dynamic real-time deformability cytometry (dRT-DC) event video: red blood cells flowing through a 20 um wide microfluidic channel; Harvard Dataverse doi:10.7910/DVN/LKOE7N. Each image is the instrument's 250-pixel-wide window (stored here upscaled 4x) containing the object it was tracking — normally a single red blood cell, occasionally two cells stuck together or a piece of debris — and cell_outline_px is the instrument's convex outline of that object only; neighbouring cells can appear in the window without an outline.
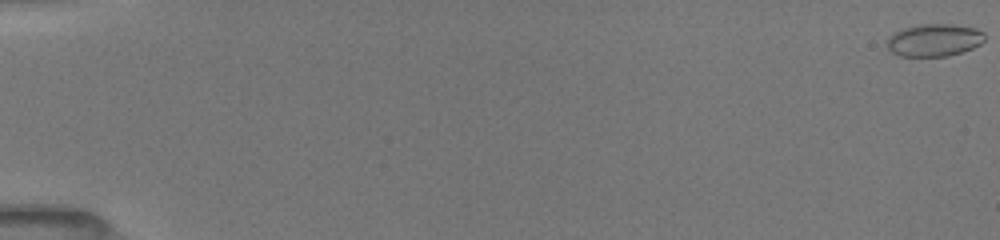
{"species": "common noctule bat (a hibernating species)", "species_latin": "Nyctalus noctula", "temperature_condition": "room temperature", "stored_images_in_passage": 60, "camera_frame_rate_fps": 3000, "um_per_image_px": 0.085, "animal": {"sex": "female", "body_mass_g": 19.5, "forearm_length_mm": 54.1}, "frame": {"image": 1, "passage_image": 1, "time_ms": 0.0, "image_size_px": [1000, 240], "cell_outline_px": [[984, 40], [980, 44], [972, 48], [948, 56], [900, 56], [892, 52], [884, 44], [884, 40], [888, 36], [904, 28], [920, 24], [952, 24], [976, 28], [984, 32]], "centroid_in_image_um": [79.37, 3.4], "position_along_channel_um": 5.6, "area_um2": 18.61}}
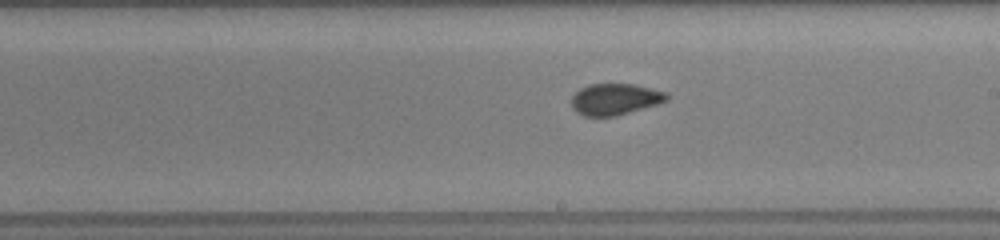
{"frame": {"image": 2, "passage_image": 39, "time_ms": 10.333, "image_size_px": [1000, 240], "cell_outline_px": [[668, 100], [656, 104], [616, 116], [584, 116], [576, 112], [572, 108], [572, 96], [580, 88], [588, 84], [636, 84], [668, 92]], "centroid_in_image_um": [52.27, 8.42], "position_along_channel_um": 236.7, "area_um2": 17.46}}
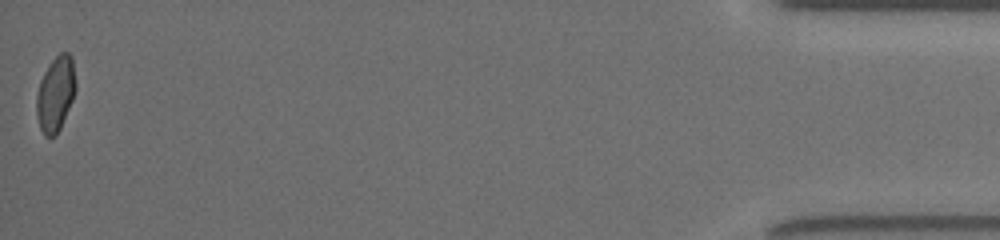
{"frame": {"image": 3, "passage_image": 60, "time_ms": 17.333, "image_size_px": [1000, 240], "cell_outline_px": [[76, 88], [72, 100], [60, 128], [52, 136], [44, 136], [40, 128], [36, 116], [36, 96], [40, 80], [44, 72], [52, 60], [60, 52], [68, 52], [72, 56], [76, 80]], "centroid_in_image_um": [4.72, 7.94], "position_along_channel_um": 430.5, "area_um2": 17.11}, "authors_computed_cell_mechanics": {"area_um2": 17.6868, "velocity_mm_per_s": 3.9829, "shape_relaxation_time_tau1_ms": 5.5923, "shape_relaxation_time_tau2_ms": null, "deformation_change_tau1": 0.1197, "deformation_change_tau2": null}}